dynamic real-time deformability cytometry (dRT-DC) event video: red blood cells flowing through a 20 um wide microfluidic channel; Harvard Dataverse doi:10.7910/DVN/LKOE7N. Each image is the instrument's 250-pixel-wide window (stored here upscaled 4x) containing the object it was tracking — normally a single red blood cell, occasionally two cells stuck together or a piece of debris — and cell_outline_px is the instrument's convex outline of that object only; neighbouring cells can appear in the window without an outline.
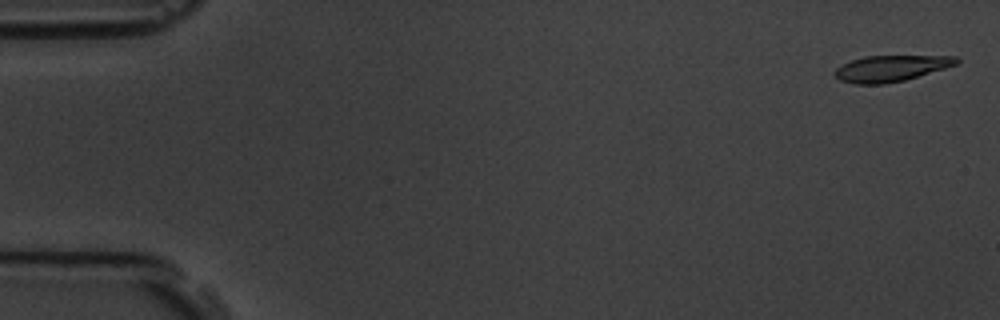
{"species": "common noctule bat (a hibernating species)", "species_latin": "Nyctalus noctula", "temperature_condition": "room temperature", "stored_images_in_passage": 5, "camera_frame_rate_fps": 3000, "um_per_image_px": 0.085, "animal": {"sex": "male", "body_mass_g": 19.5, "forearm_length_mm": 54.6}, "frame": {"image": 1, "passage_image": 1, "time_ms": 0.0, "image_size_px": [1000, 320], "cell_outline_px": [[960, 60], [956, 64], [944, 68], [904, 80], [884, 84], [856, 84], [840, 80], [832, 72], [836, 68], [852, 60], [864, 56], [956, 56]], "centroid_in_image_um": [75.7, 5.81], "position_along_channel_um": 9.3, "area_um2": 18.26}}
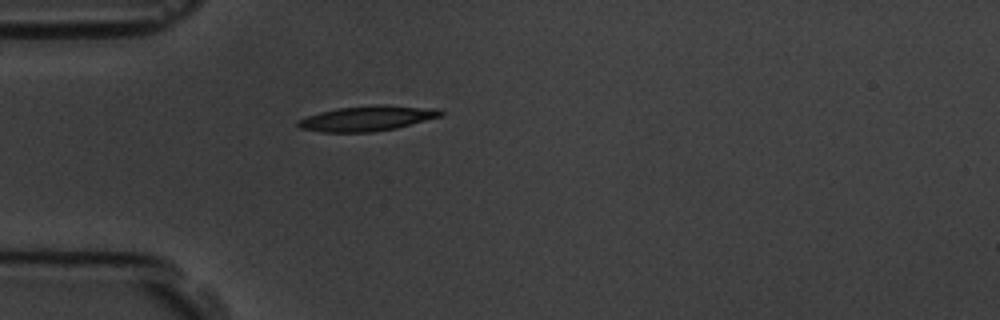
{"frame": {"image": 2, "passage_image": 5, "time_ms": 4.667, "image_size_px": [1000, 320], "cell_outline_px": [[444, 112], [440, 116], [396, 128], [372, 132], [324, 132], [300, 128], [296, 124], [296, 120], [320, 112], [336, 108], [380, 104], [384, 104], [436, 108]], "centroid_in_image_um": [31.19, 10.05], "position_along_channel_um": 53.8, "area_um2": 20.87}}